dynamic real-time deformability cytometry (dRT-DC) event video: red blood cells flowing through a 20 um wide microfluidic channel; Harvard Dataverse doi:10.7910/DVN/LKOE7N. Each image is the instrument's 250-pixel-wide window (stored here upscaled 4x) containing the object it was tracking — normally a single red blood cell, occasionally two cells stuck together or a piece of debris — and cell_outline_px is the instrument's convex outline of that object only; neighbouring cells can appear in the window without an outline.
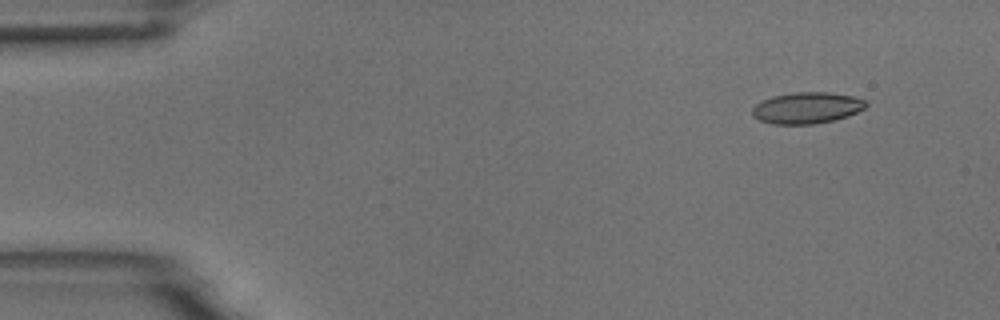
{"species": "common noctule bat (a hibernating species)", "species_latin": "Nyctalus noctula", "temperature_condition": "room temperature", "stored_images_in_passage": 5, "camera_frame_rate_fps": 3000, "um_per_image_px": 0.085, "animal": {"sex": "male", "body_mass_g": 18.8}, "frame": {"image": 1, "passage_image": 2, "time_ms": 1.333, "image_size_px": [1000, 320], "cell_outline_px": [[868, 104], [864, 108], [848, 116], [832, 120], [812, 124], [772, 124], [760, 120], [752, 116], [752, 108], [756, 104], [772, 96], [792, 92], [828, 92], [856, 96], [864, 100]], "centroid_in_image_um": [68.58, 9.16], "position_along_channel_um": 16.4, "area_um2": 20.75}}
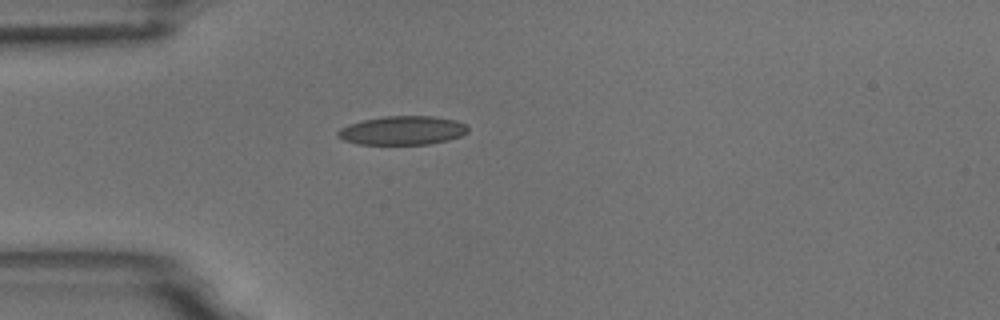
{"frame": {"image": 2, "passage_image": 5, "time_ms": 4.667, "image_size_px": [1000, 320], "cell_outline_px": [[468, 132], [460, 136], [448, 140], [428, 144], [356, 144], [344, 140], [336, 136], [336, 132], [340, 128], [348, 124], [364, 120], [384, 116], [432, 116], [456, 120], [468, 124]], "centroid_in_image_um": [34.21, 11.08], "position_along_channel_um": 50.8, "area_um2": 21.96}}